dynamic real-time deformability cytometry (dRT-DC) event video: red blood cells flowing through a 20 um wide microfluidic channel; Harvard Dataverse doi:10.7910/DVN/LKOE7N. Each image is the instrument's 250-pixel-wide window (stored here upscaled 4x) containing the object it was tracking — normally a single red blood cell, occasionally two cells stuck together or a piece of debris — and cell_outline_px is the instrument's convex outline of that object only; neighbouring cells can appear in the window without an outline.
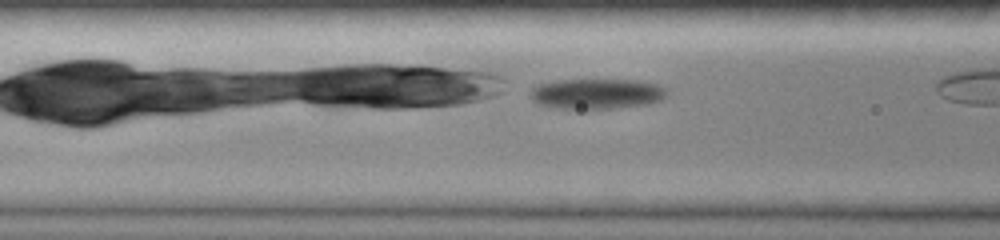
{"species": "common noctule bat (a hibernating species)", "species_latin": "Nyctalus noctula", "temperature_condition": "room temperature", "stored_images_in_passage": 12, "camera_frame_rate_fps": 3000, "um_per_image_px": 0.085, "animal": {"sex": "female", "body_mass_g": 19.0, "forearm_length_mm": 51.5}, "frame": {"image": 1, "passage_image": 6, "time_ms": 1.667, "image_size_px": [1000, 240], "cell_outline_px": [[668, 92], [660, 100], [648, 104], [612, 108], [552, 108], [536, 104], [532, 100], [528, 92], [536, 84], [556, 80], [636, 80], [660, 84], [668, 88]], "centroid_in_image_um": [50.68, 7.96], "position_along_channel_um": 115.9, "area_um2": 24.39}}